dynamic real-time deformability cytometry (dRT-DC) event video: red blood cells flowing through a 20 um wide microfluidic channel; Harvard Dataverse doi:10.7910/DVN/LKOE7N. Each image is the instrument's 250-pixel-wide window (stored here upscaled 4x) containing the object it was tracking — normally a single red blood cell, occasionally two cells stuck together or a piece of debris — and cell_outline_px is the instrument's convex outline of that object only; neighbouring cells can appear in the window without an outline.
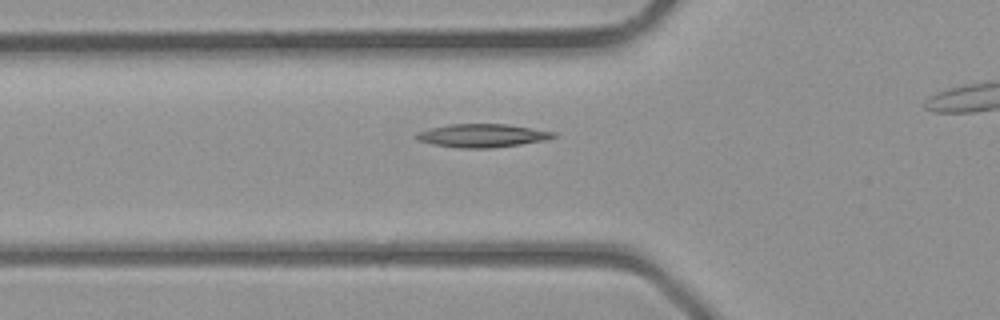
{"species": "common noctule bat (a hibernating species)", "species_latin": "Nyctalus noctula", "temperature_condition": "room temperature", "stored_images_in_passage": 26, "camera_frame_rate_fps": 3000, "um_per_image_px": 0.085, "animal": {"sex": "male", "body_mass_g": 23.1, "forearm_length_mm": 52.7}, "frame": {"image": 1, "passage_image": 8, "time_ms": 2.333, "image_size_px": [1000, 320], "cell_outline_px": [[556, 136], [544, 140], [520, 144], [492, 148], [456, 148], [432, 144], [420, 140], [412, 136], [420, 132], [432, 128], [448, 124], [508, 124], [556, 132]], "centroid_in_image_um": [41.0, 11.52], "position_along_channel_um": 84.8, "area_um2": 18.5}}
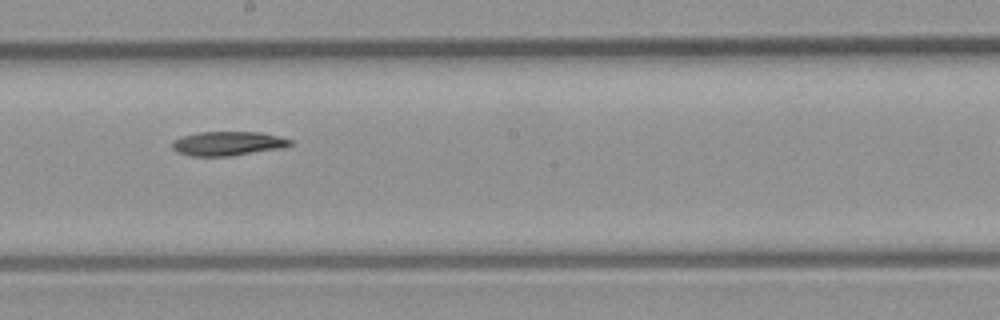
{"frame": {"image": 2, "passage_image": 16, "time_ms": 5.0, "image_size_px": [1000, 320], "cell_outline_px": [[292, 144], [284, 148], [228, 156], [192, 156], [176, 152], [172, 148], [172, 144], [176, 140], [184, 136], [200, 132], [260, 132], [292, 140]], "centroid_in_image_um": [19.38, 12.2], "position_along_channel_um": 228.8, "area_um2": 16.42}}
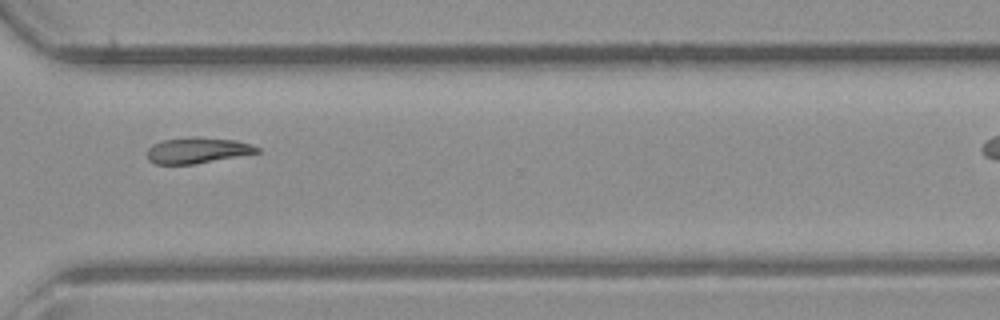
{"frame": {"image": 3, "passage_image": 23, "time_ms": 7.333, "image_size_px": [1000, 320], "cell_outline_px": [[260, 152], [192, 164], [156, 164], [148, 160], [148, 148], [152, 144], [164, 140], [192, 136], [196, 136], [236, 140], [260, 148]], "centroid_in_image_um": [16.75, 12.77], "position_along_channel_um": 353.9, "area_um2": 16.42}}